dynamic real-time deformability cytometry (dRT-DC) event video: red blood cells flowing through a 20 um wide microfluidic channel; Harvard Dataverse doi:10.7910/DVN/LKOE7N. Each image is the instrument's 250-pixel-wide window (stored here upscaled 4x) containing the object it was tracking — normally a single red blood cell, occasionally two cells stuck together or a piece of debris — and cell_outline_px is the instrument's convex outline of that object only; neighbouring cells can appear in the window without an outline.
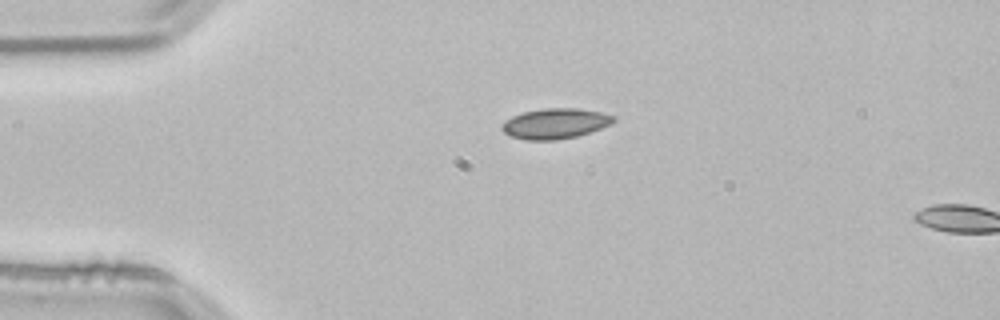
{"species": "common noctule bat (a hibernating species)", "species_latin": "Nyctalus noctula", "temperature_condition": "room temperature", "stored_images_in_passage": 3, "camera_frame_rate_fps": 3000, "um_per_image_px": 0.085, "animal": {"sex": "male", "body_mass_g": 21.5, "forearm_length_mm": 52.0}, "frame": {"image": 1, "passage_image": 1, "time_ms": 0.0, "image_size_px": [1000, 320], "cell_outline_px": [[616, 120], [612, 124], [576, 136], [556, 140], [524, 140], [512, 136], [504, 132], [500, 128], [512, 116], [524, 112], [544, 108], [576, 108], [600, 112], [616, 116]], "centroid_in_image_um": [47.22, 10.5], "position_along_channel_um": 37.8, "area_um2": 19.54}}